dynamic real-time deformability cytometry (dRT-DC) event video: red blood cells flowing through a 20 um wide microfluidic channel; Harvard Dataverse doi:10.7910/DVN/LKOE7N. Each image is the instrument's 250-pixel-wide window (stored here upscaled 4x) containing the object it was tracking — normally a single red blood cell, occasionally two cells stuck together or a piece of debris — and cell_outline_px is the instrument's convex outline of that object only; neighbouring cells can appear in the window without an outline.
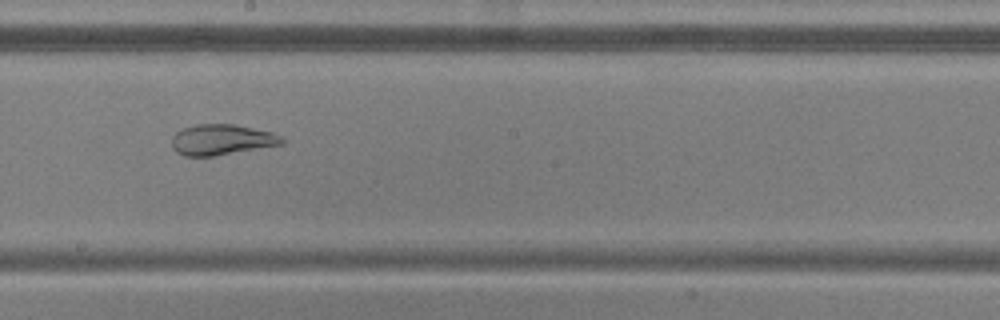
{"species": "common noctule bat (a hibernating species)", "species_latin": "Nyctalus noctula", "temperature_condition": "warm", "stored_images_in_passage": 48, "camera_frame_rate_fps": 3000, "um_per_image_px": 0.085, "animal": {"sex": "male", "body_mass_g": 20.5, "forearm_length_mm": 52.5}, "frame": {"image": 1, "passage_image": 28, "time_ms": 9.0, "image_size_px": [1000, 320], "cell_outline_px": [[284, 144], [212, 156], [184, 156], [176, 152], [172, 148], [172, 136], [180, 128], [196, 124], [236, 124], [272, 132], [284, 136]], "centroid_in_image_um": [18.83, 11.86], "position_along_channel_um": 229.4, "area_um2": 19.88}}
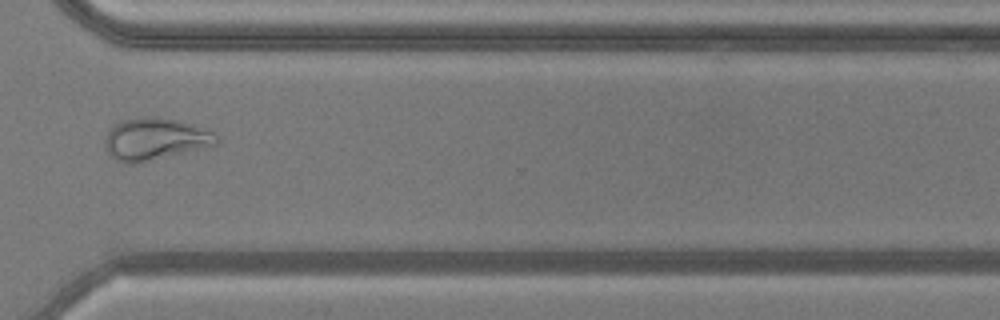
{"frame": {"image": 2, "passage_image": 38, "time_ms": 12.333, "image_size_px": [1000, 320], "cell_outline_px": [[220, 144], [204, 148], [136, 164], [128, 164], [116, 160], [108, 152], [104, 144], [104, 136], [120, 120], [140, 116], [144, 116], [180, 120], [216, 132], [220, 136]], "centroid_in_image_um": [13.23, 11.82], "position_along_channel_um": 357.4, "area_um2": 27.8}}
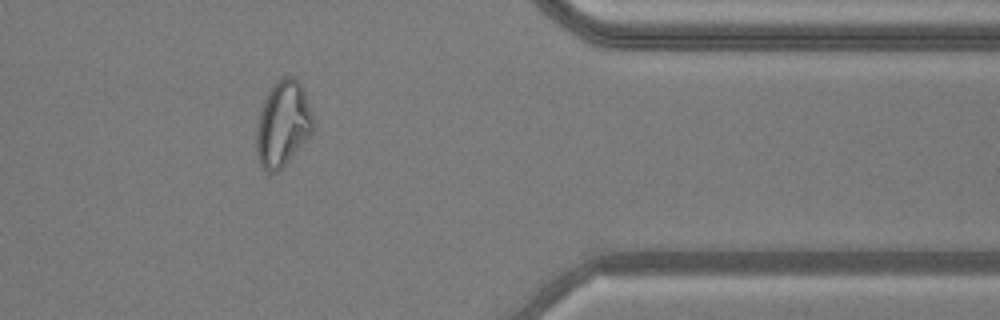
{"frame": {"image": 3, "passage_image": 42, "time_ms": 13.667, "image_size_px": [1000, 320], "cell_outline_px": [[316, 124], [312, 132], [288, 160], [276, 172], [268, 172], [260, 164], [256, 152], [256, 128], [260, 112], [268, 88], [280, 76], [296, 76], [304, 92], [316, 120]], "centroid_in_image_um": [24.05, 10.46], "position_along_channel_um": 387.4, "area_um2": 28.44}, "authors_computed_cell_mechanics": {"area_um2": 28.0908, "velocity_mm_per_s": 3.8494, "shape_relaxation_time_tau1_ms": null, "shape_relaxation_time_tau2_ms": 1.4142, "deformation_change_tau1": null, "deformation_change_tau2": 0.0961}}